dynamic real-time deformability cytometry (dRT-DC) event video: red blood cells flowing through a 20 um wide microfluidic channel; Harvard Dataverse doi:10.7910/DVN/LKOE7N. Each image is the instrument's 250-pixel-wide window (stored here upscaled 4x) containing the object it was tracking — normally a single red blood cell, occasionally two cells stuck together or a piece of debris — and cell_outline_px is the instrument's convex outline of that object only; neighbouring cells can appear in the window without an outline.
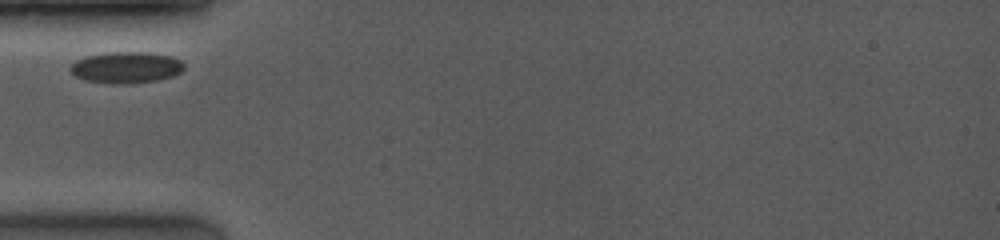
{"species": "common noctule bat (a hibernating species)", "species_latin": "Nyctalus noctula", "temperature_condition": "room temperature", "stored_images_in_passage": 1, "camera_frame_rate_fps": 4000, "um_per_image_px": 0.085, "animal": {"sex": "female", "body_mass_g": 19.0, "forearm_length_mm": 53.3}, "frame": {"image": 1, "passage_image": 1, "time_ms": 0.0, "image_size_px": [1000, 240], "cell_outline_px": [[184, 68], [180, 72], [172, 76], [156, 80], [132, 84], [112, 84], [84, 80], [76, 76], [68, 68], [76, 60], [84, 56], [108, 52], [148, 52], [172, 56], [180, 60], [184, 64]], "centroid_in_image_um": [10.71, 5.73], "position_along_channel_um": 74.3, "area_um2": 20.98}}